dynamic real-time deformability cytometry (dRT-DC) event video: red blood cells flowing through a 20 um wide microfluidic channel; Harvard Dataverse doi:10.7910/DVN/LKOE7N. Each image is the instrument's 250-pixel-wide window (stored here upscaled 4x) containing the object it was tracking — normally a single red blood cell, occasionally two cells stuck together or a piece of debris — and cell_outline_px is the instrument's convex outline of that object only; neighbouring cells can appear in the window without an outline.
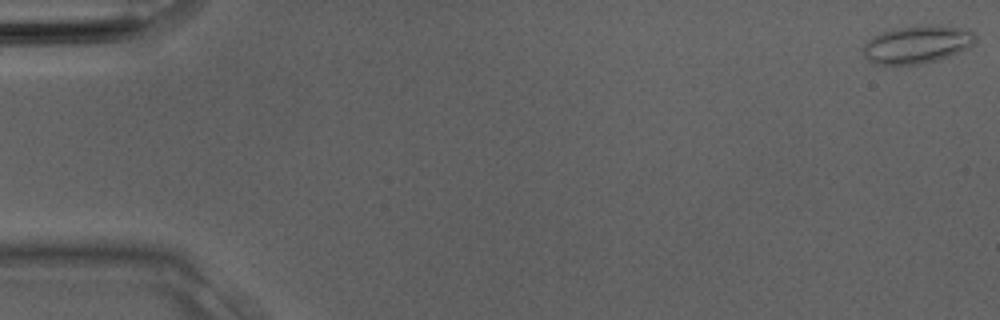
{"species": "Egyptian fruit bat (a non-hibernating species)", "species_latin": "Rousettus aegyptiacus", "temperature_condition": "room temperature", "stored_images_in_passage": 4, "camera_frame_rate_fps": 3000, "um_per_image_px": 0.085, "animal": {"sex": "male"}, "frame": {"image": 1, "passage_image": 1, "time_ms": 0.0, "image_size_px": [1000, 320], "cell_outline_px": [[976, 40], [968, 48], [948, 56], [936, 60], [920, 64], [876, 64], [868, 60], [860, 52], [860, 48], [872, 36], [884, 32], [900, 28], [940, 24], [968, 28], [976, 36]], "centroid_in_image_um": [77.95, 3.77], "position_along_channel_um": 7.0, "area_um2": 24.74}}